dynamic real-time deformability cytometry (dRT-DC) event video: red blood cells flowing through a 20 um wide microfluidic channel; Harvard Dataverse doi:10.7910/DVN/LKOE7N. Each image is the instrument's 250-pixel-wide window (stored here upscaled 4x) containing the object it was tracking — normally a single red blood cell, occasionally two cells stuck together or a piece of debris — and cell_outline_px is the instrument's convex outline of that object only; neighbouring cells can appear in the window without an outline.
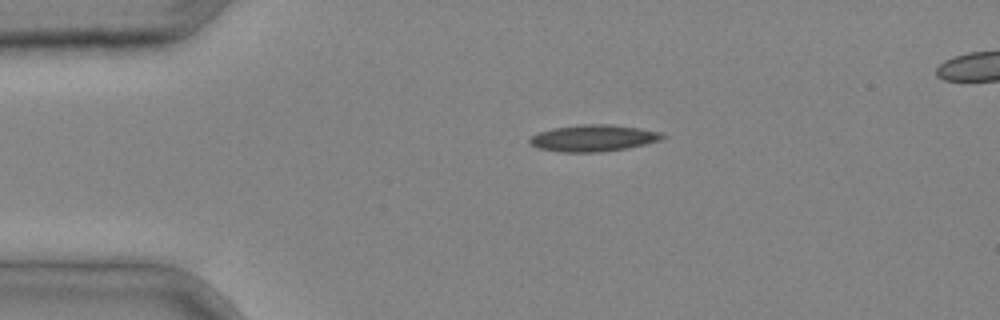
{"species": "common noctule bat (a hibernating species)", "species_latin": "Nyctalus noctula", "temperature_condition": "cold", "stored_images_in_passage": 4, "segment_of_instrument_passage": [1, 2], "camera_frame_rate_fps": 3000, "um_per_image_px": 0.085, "animal": {"sex": "male", "body_mass_g": 20.4}, "frame": {"image": 1, "passage_image": 2, "time_ms": 0.333, "image_size_px": [1000, 320], "cell_outline_px": [[668, 136], [660, 140], [628, 148], [600, 152], [560, 152], [540, 148], [528, 144], [528, 140], [532, 136], [540, 132], [552, 128], [580, 124], [612, 124], [640, 128], [660, 132]], "centroid_in_image_um": [50.44, 11.73], "position_along_channel_um": 34.6, "area_um2": 20.69}}